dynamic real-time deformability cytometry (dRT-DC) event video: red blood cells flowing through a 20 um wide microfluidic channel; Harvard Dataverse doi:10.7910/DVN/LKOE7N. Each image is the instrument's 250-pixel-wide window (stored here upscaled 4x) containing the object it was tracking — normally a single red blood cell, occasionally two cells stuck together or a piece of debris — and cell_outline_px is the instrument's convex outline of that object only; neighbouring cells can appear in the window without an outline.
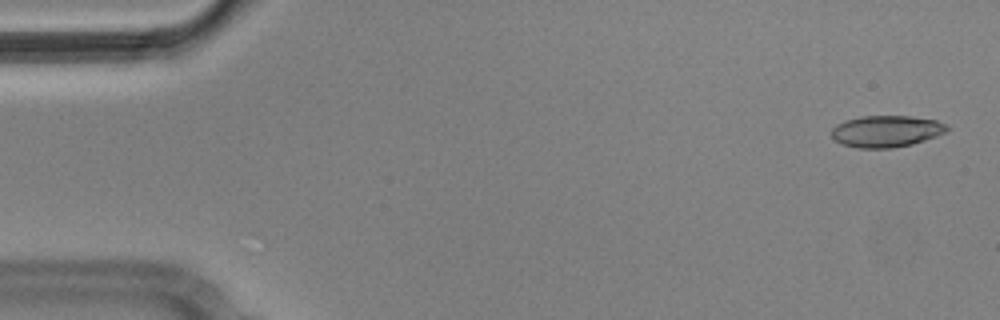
{"species": "Egyptian fruit bat (a non-hibernating species)", "species_latin": "Rousettus aegyptiacus", "temperature_condition": "cold", "stored_images_in_passage": 5, "camera_frame_rate_fps": 3000, "um_per_image_px": 0.085, "animal": {"sex": "male"}, "frame": {"image": 1, "passage_image": 1, "time_ms": 0.0, "image_size_px": [1000, 320], "cell_outline_px": [[948, 132], [912, 144], [892, 148], [856, 148], [840, 144], [832, 136], [832, 128], [836, 124], [844, 120], [860, 116], [912, 116], [936, 120], [948, 124]], "centroid_in_image_um": [75.33, 11.15], "position_along_channel_um": 9.7, "area_um2": 21.5}}
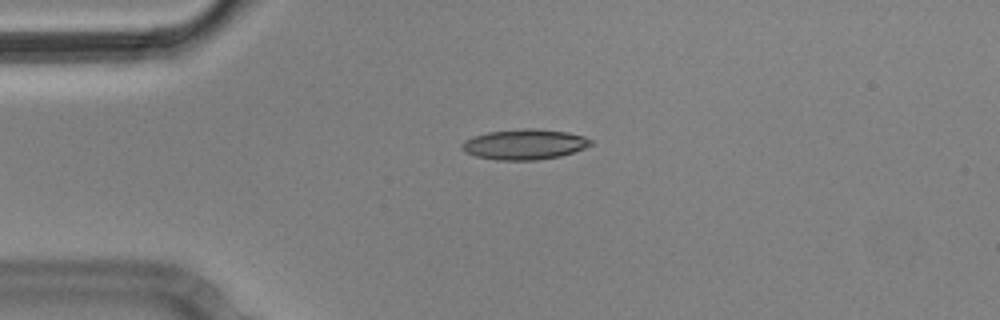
{"frame": {"image": 2, "passage_image": 4, "time_ms": 1.0, "image_size_px": [1000, 320], "cell_outline_px": [[592, 144], [584, 148], [560, 156], [536, 160], [496, 160], [476, 156], [464, 152], [460, 148], [460, 144], [464, 140], [488, 132], [524, 128], [568, 132], [584, 136], [592, 140]], "centroid_in_image_um": [44.55, 12.28], "position_along_channel_um": 40.4, "area_um2": 22.66}}